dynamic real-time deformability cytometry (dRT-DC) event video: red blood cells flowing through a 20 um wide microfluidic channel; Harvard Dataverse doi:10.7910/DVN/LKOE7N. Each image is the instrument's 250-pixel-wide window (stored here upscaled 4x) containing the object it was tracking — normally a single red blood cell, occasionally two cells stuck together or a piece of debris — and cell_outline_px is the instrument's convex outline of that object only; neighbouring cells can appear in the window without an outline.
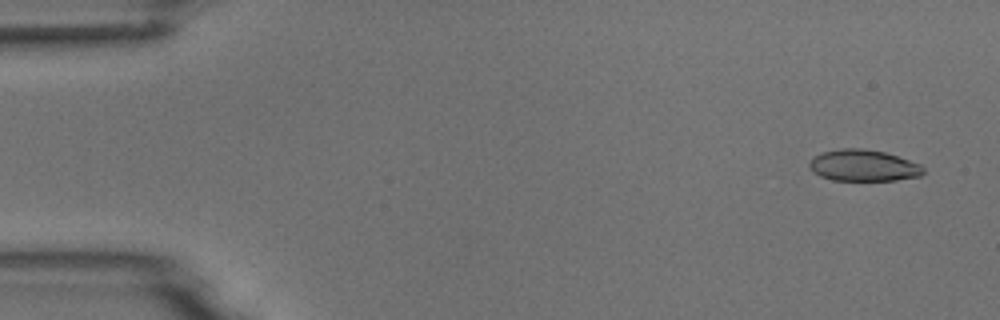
{"species": "common noctule bat (a hibernating species)", "species_latin": "Nyctalus noctula", "temperature_condition": "room temperature", "stored_images_in_passage": 9, "camera_frame_rate_fps": 3000, "um_per_image_px": 0.085, "animal": {"sex": "male", "body_mass_g": 18.8}, "frame": {"image": 1, "passage_image": 1, "time_ms": 0.0, "image_size_px": [1000, 320], "cell_outline_px": [[924, 172], [920, 176], [896, 180], [832, 180], [820, 176], [812, 172], [808, 168], [808, 164], [820, 152], [840, 148], [860, 148], [884, 152], [920, 164], [924, 168]], "centroid_in_image_um": [73.35, 14.07], "position_along_channel_um": 11.6, "area_um2": 20.87}}
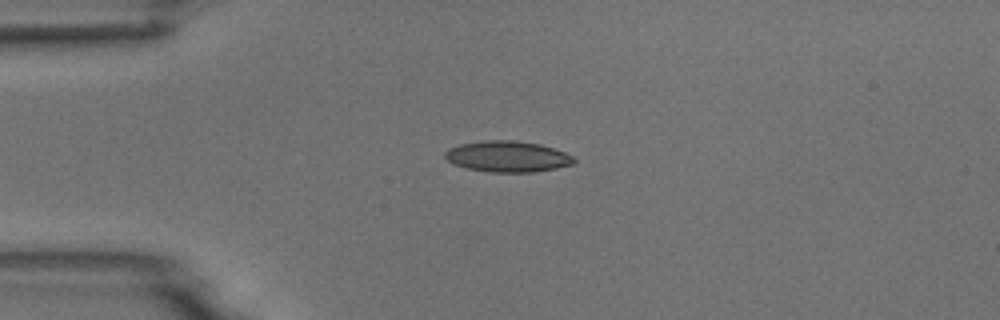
{"frame": {"image": 2, "passage_image": 4, "time_ms": 3.333, "image_size_px": [1000, 320], "cell_outline_px": [[576, 160], [572, 164], [556, 168], [532, 172], [488, 172], [468, 168], [452, 164], [444, 156], [444, 152], [448, 148], [460, 144], [484, 140], [516, 140], [540, 144], [564, 152], [572, 156]], "centroid_in_image_um": [43.1, 13.3], "position_along_channel_um": 41.9, "area_um2": 23.29}}